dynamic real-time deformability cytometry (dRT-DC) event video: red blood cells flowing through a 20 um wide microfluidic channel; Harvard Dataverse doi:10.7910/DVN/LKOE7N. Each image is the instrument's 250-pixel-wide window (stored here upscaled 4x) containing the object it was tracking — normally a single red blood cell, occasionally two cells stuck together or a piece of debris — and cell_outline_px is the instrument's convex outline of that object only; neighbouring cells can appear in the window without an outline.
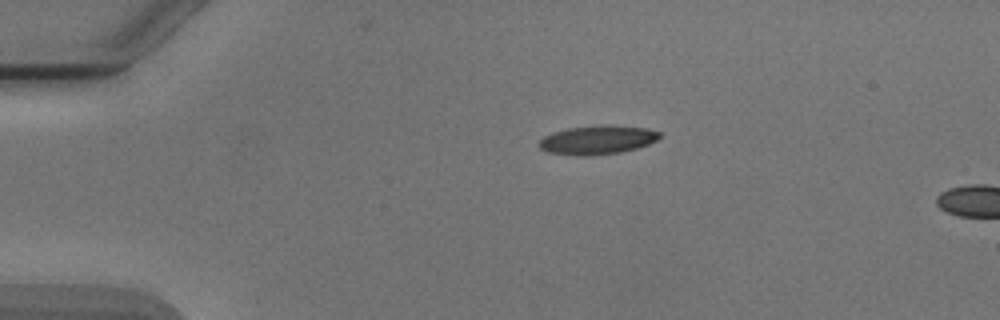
{"species": "Egyptian fruit bat (a non-hibernating species)", "species_latin": "Rousettus aegyptiacus", "temperature_condition": "cold", "stored_images_in_passage": 2, "camera_frame_rate_fps": 3000, "um_per_image_px": 0.085, "animal": {"sex": "male"}, "frame": {"image": 1, "passage_image": 1, "time_ms": 0.0, "image_size_px": [1000, 320], "cell_outline_px": [[660, 136], [656, 140], [648, 144], [636, 148], [620, 152], [588, 156], [576, 156], [548, 152], [540, 148], [536, 144], [544, 136], [568, 128], [644, 128], [660, 132]], "centroid_in_image_um": [50.7, 11.96], "position_along_channel_um": 34.3, "area_um2": 19.07}}